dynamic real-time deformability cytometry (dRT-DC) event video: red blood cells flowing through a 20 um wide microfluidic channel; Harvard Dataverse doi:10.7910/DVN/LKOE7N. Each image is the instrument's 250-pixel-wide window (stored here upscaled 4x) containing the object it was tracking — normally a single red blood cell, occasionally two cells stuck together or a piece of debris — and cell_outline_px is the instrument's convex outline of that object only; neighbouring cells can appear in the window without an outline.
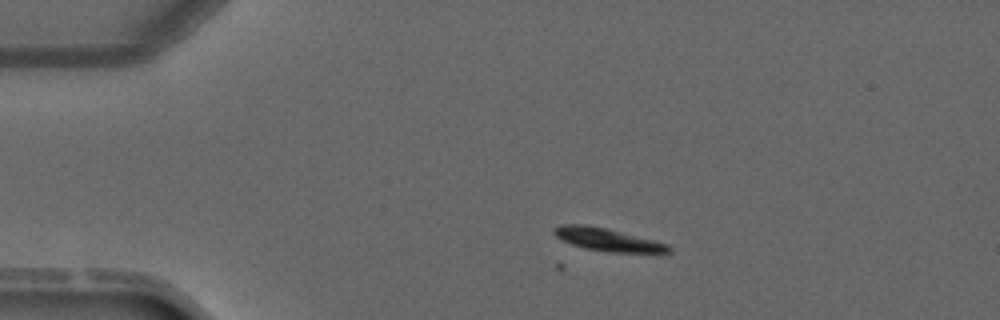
{"species": "common noctule bat (a hibernating species)", "species_latin": "Nyctalus noctula", "temperature_condition": "warm", "stored_images_in_passage": 5, "camera_frame_rate_fps": 3000, "um_per_image_px": 0.085, "animal": {"sex": "male", "forearm_length_mm": 52.5}, "frame": {"image": 1, "passage_image": 2, "time_ms": 1.0, "image_size_px": [1000, 320], "cell_outline_px": [[672, 252], [660, 256], [608, 252], [584, 248], [572, 244], [556, 236], [552, 232], [552, 228], [560, 224], [584, 224], [604, 228], [668, 244], [672, 248]], "centroid_in_image_um": [51.79, 20.43], "position_along_channel_um": 33.2, "area_um2": 15.84}}
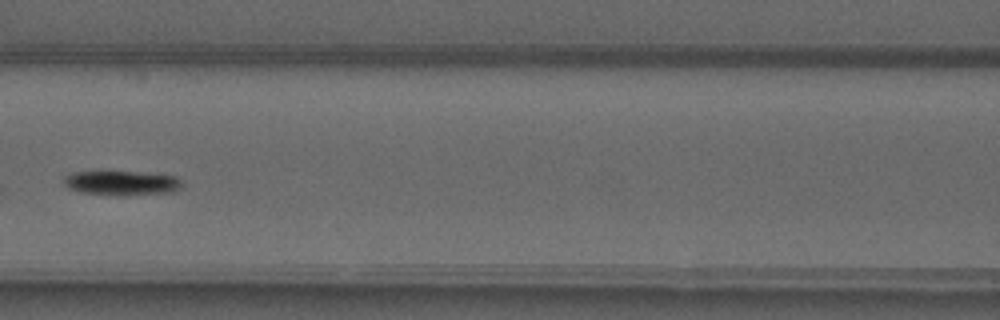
{"frame": {"image": 2, "passage_image": 5, "time_ms": 4.667, "image_size_px": [1000, 320], "cell_outline_px": [[184, 184], [176, 192], [124, 196], [116, 196], [80, 192], [68, 188], [64, 184], [64, 176], [72, 172], [136, 172], [176, 176]], "centroid_in_image_um": [10.37, 15.58], "position_along_channel_um": 156.2, "area_um2": 17.11}}